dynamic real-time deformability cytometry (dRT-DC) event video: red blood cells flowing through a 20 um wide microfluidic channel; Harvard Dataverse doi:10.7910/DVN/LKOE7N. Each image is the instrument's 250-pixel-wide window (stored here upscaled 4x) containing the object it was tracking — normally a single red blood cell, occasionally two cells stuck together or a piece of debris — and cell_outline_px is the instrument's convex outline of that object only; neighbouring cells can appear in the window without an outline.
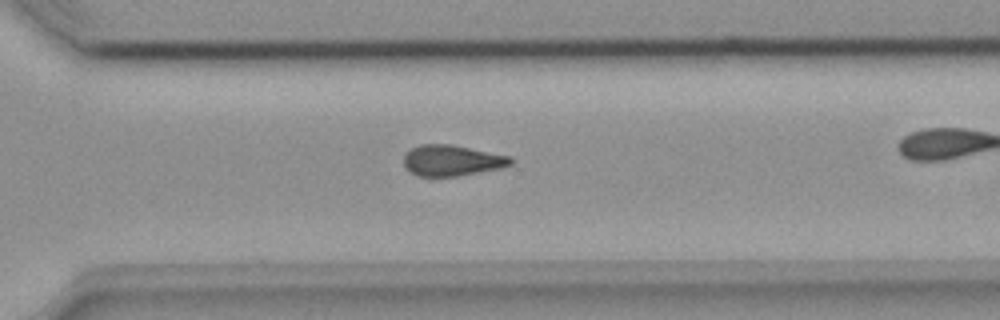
{"species": "common noctule bat (a hibernating species)", "species_latin": "Nyctalus noctula", "temperature_condition": "room temperature", "stored_images_in_passage": 28, "camera_frame_rate_fps": 3000, "um_per_image_px": 0.085, "animal": {"sex": "female", "body_mass_g": 18.4}, "frame": {"image": 1, "passage_image": 24, "time_ms": 7.667, "image_size_px": [1000, 320], "cell_outline_px": [[516, 160], [512, 164], [500, 168], [456, 176], [416, 176], [408, 172], [404, 168], [404, 156], [412, 148], [420, 144], [452, 144], [512, 156]], "centroid_in_image_um": [38.42, 13.63], "position_along_channel_um": 332.2, "area_um2": 19.48}}